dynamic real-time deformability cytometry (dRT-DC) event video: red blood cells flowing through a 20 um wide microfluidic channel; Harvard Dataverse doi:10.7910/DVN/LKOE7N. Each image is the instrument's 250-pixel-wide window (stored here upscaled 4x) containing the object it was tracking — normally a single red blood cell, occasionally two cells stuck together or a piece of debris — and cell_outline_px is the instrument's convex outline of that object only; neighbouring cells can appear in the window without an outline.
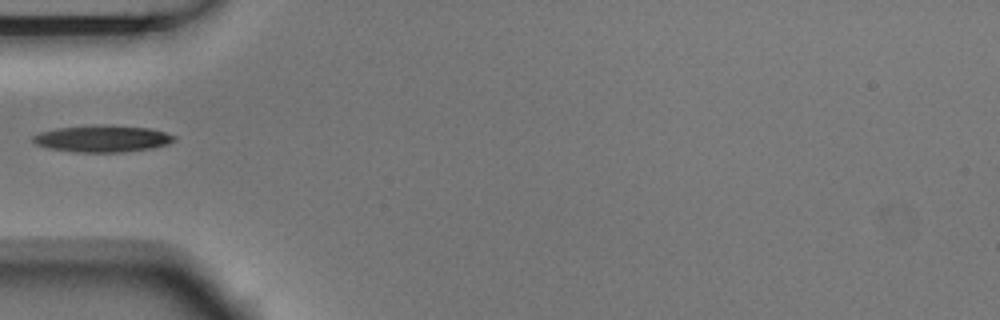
{"species": "Egyptian fruit bat (a non-hibernating species)", "species_latin": "Rousettus aegyptiacus", "temperature_condition": "room temperature", "stored_images_in_passage": 1, "camera_frame_rate_fps": 3000, "um_per_image_px": 0.085, "animal": {"sex": "male"}, "frame": {"image": 1, "passage_image": 1, "time_ms": 0.0, "image_size_px": [1000, 320], "cell_outline_px": [[176, 140], [168, 144], [152, 148], [124, 152], [72, 152], [48, 148], [36, 144], [32, 140], [32, 136], [40, 132], [56, 128], [100, 124], [152, 128], [176, 136]], "centroid_in_image_um": [8.71, 11.78], "position_along_channel_um": 76.3, "area_um2": 22.25}}